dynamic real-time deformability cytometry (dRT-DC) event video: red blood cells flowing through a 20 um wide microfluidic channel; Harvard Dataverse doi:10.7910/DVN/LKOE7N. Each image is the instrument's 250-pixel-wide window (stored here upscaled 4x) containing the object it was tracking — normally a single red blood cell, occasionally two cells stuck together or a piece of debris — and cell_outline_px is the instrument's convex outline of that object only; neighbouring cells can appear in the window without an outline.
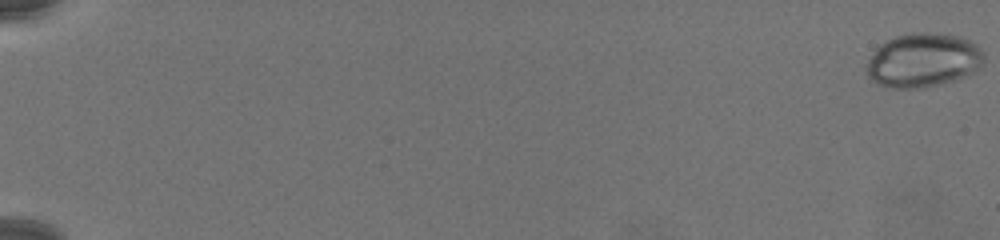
{"species": "common noctule bat (a hibernating species)", "species_latin": "Nyctalus noctula", "temperature_condition": "warm", "stored_images_in_passage": 77, "camera_frame_rate_fps": 3000, "um_per_image_px": 0.085, "animal": {"sex": "female", "body_mass_g": 19.5, "forearm_length_mm": 54.1}, "frame": {"image": 1, "passage_image": 1, "time_ms": 0.0, "image_size_px": [1000, 240], "cell_outline_px": [[984, 64], [980, 68], [956, 80], [928, 88], [888, 88], [872, 80], [868, 76], [864, 68], [868, 60], [876, 48], [880, 44], [896, 36], [912, 32], [928, 32], [960, 36], [972, 40], [984, 52]], "centroid_in_image_um": [78.49, 5.12], "position_along_channel_um": 6.5, "area_um2": 37.51}}
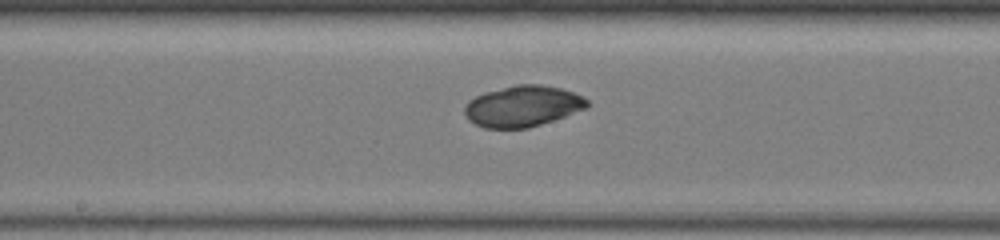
{"frame": {"image": 2, "passage_image": 45, "time_ms": 14.667, "image_size_px": [1000, 240], "cell_outline_px": [[592, 104], [588, 108], [528, 128], [484, 128], [468, 120], [464, 116], [464, 104], [468, 100], [484, 92], [516, 84], [540, 84], [560, 88], [584, 96]], "centroid_in_image_um": [44.42, 9.02], "position_along_channel_um": 203.8, "area_um2": 29.54}}
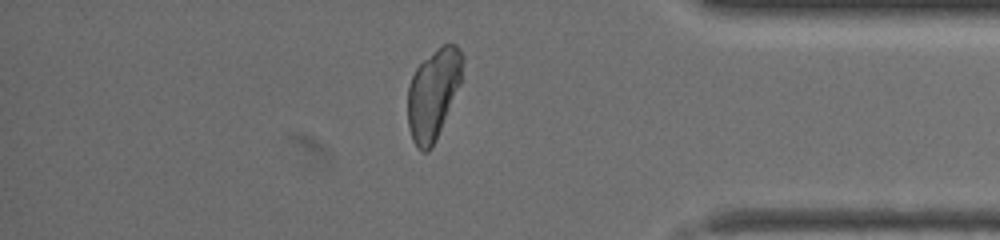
{"frame": {"image": 3, "passage_image": 67, "time_ms": 22.0, "image_size_px": [1000, 240], "cell_outline_px": [[464, 60], [460, 84], [436, 140], [432, 148], [428, 152], [420, 152], [416, 148], [412, 140], [408, 124], [408, 84], [416, 68], [424, 60], [444, 44], [456, 44], [464, 56]], "centroid_in_image_um": [36.82, 8.02], "position_along_channel_um": 398.4, "area_um2": 28.78}}